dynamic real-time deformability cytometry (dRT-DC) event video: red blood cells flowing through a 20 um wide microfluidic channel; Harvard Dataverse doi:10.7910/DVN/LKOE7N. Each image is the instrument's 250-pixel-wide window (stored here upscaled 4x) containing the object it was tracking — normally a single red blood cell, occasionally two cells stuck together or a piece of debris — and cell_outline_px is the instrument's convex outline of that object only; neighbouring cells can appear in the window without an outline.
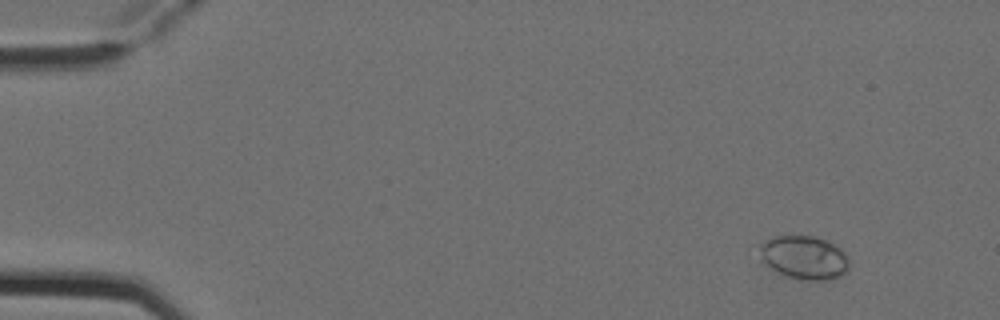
{"species": "Egyptian fruit bat (a non-hibernating species)", "species_latin": "Rousettus aegyptiacus", "temperature_condition": "cold", "stored_images_in_passage": 5, "camera_frame_rate_fps": 3000, "um_per_image_px": 0.085, "animal": {"sex": "female"}, "frame": {"image": 1, "passage_image": 1, "time_ms": 0.0, "image_size_px": [1000, 320], "cell_outline_px": [[848, 268], [844, 272], [836, 276], [824, 280], [808, 280], [788, 276], [772, 268], [764, 260], [760, 248], [760, 244], [764, 240], [772, 236], [812, 236], [824, 240], [840, 248], [844, 252], [848, 260]], "centroid_in_image_um": [68.35, 21.86], "position_along_channel_um": 16.6, "area_um2": 21.91}}
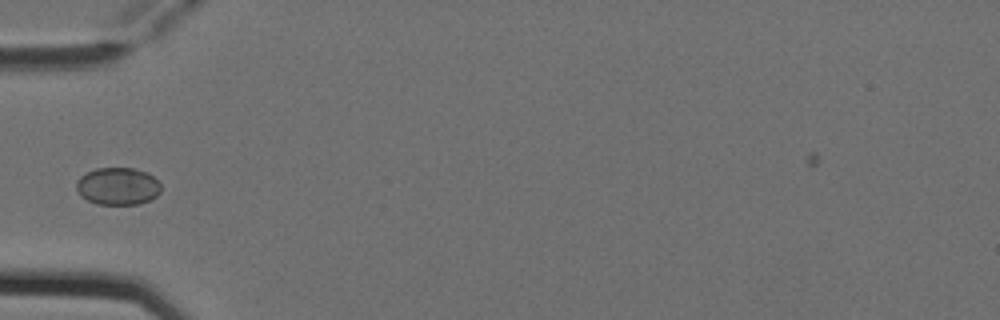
{"frame": {"image": 2, "passage_image": 4, "time_ms": 1.0, "image_size_px": [1000, 320], "cell_outline_px": [[160, 192], [156, 196], [140, 204], [96, 204], [80, 196], [76, 188], [76, 180], [80, 176], [96, 168], [136, 168], [148, 172], [160, 184]], "centroid_in_image_um": [9.99, 15.82], "position_along_channel_um": 75.0, "area_um2": 18.5}}
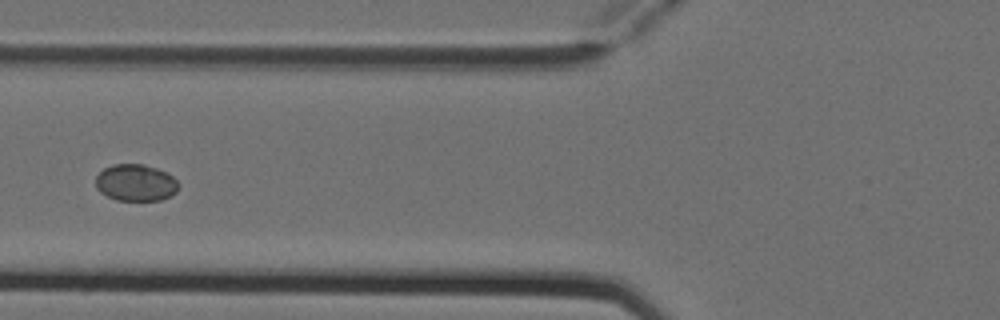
{"frame": {"image": 3, "passage_image": 5, "time_ms": 1.333, "image_size_px": [1000, 320], "cell_outline_px": [[180, 184], [176, 192], [160, 200], [116, 200], [100, 192], [96, 188], [96, 176], [104, 168], [112, 164], [144, 164], [156, 168], [172, 176]], "centroid_in_image_um": [11.52, 15.52], "position_along_channel_um": 114.3, "area_um2": 17.69}}